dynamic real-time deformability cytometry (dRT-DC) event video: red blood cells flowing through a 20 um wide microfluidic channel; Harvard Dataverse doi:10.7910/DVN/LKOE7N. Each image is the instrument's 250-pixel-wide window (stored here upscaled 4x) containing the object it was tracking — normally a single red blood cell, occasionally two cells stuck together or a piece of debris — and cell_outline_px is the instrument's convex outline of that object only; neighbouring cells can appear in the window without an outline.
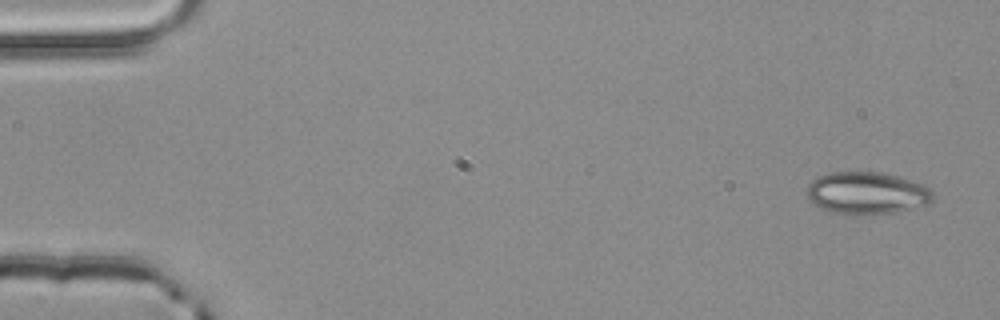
{"species": "common noctule bat (a hibernating species)", "species_latin": "Nyctalus noctula", "temperature_condition": "room temperature", "stored_images_in_passage": 4, "camera_frame_rate_fps": 3000, "um_per_image_px": 0.085, "animal": {"sex": "male", "body_mass_g": 20.4}, "frame": {"image": 1, "passage_image": 1, "time_ms": 0.0, "image_size_px": [1000, 320], "cell_outline_px": [[932, 200], [928, 204], [896, 212], [832, 212], [820, 208], [812, 204], [804, 188], [816, 176], [832, 172], [880, 172], [896, 176], [924, 184], [932, 192]], "centroid_in_image_um": [73.63, 16.37], "position_along_channel_um": 11.4, "area_um2": 30.46}}